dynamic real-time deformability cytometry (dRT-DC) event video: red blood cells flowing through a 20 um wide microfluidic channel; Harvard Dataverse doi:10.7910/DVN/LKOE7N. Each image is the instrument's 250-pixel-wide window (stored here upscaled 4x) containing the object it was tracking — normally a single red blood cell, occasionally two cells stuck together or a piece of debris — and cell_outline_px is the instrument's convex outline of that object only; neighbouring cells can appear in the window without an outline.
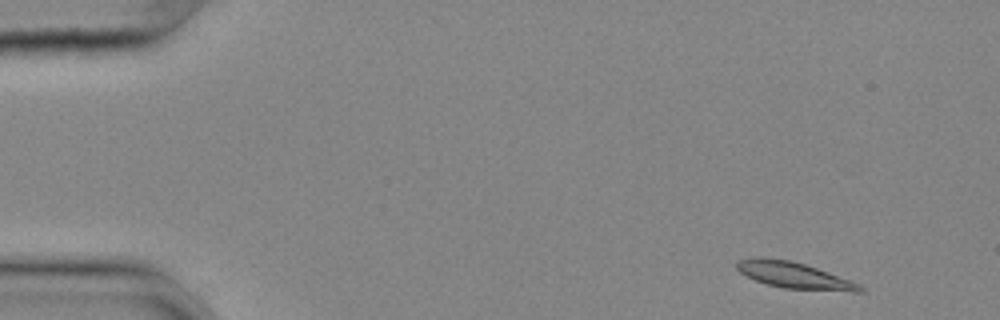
{"species": "common noctule bat (a hibernating species)", "species_latin": "Nyctalus noctula", "temperature_condition": "cold", "stored_images_in_passage": 54, "segment_of_instrument_passage": [1, 2], "camera_frame_rate_fps": 3000, "um_per_image_px": 0.085, "animal": {"sex": "female", "body_mass_g": 25.1}, "frame": {"image": 1, "passage_image": 2, "time_ms": 0.333, "image_size_px": [1000, 320], "cell_outline_px": [[864, 292], [852, 292], [784, 288], [768, 284], [756, 280], [740, 272], [736, 268], [736, 264], [740, 260], [756, 256], [764, 256], [792, 260], [852, 280], [860, 284], [864, 288]], "centroid_in_image_um": [67.54, 23.39], "position_along_channel_um": 17.5, "area_um2": 19.02}}
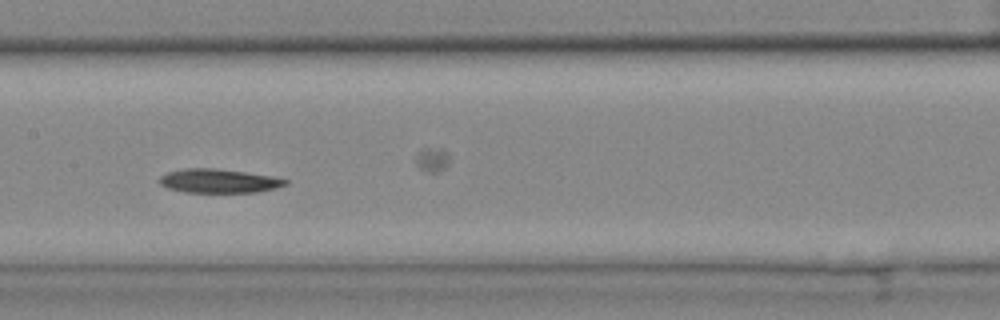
{"frame": {"image": 2, "passage_image": 25, "time_ms": 8.0, "image_size_px": [1000, 320], "cell_outline_px": [[288, 184], [276, 188], [256, 192], [184, 192], [168, 188], [160, 184], [160, 176], [168, 172], [184, 168], [216, 168], [272, 176], [288, 180]], "centroid_in_image_um": [18.6, 15.38], "position_along_channel_um": 188.8, "area_um2": 17.46}}
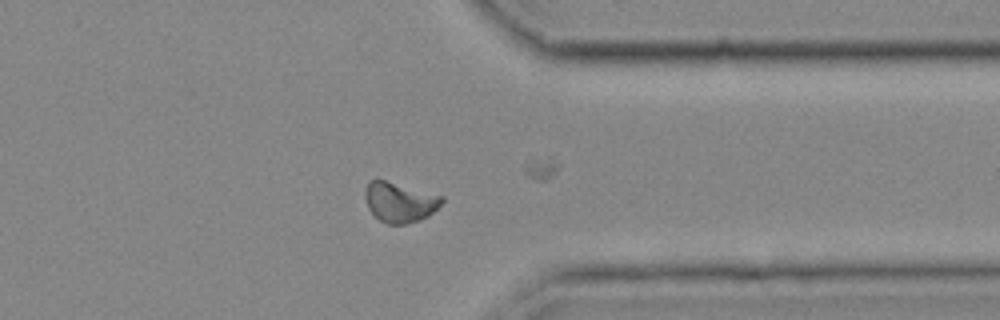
{"frame": {"image": 3, "passage_image": 41, "time_ms": 13.333, "image_size_px": [1000, 320], "cell_outline_px": [[444, 200], [428, 216], [420, 220], [404, 224], [388, 224], [380, 220], [368, 208], [364, 196], [364, 188], [368, 180], [384, 180], [444, 196]], "centroid_in_image_um": [33.95, 17.17], "position_along_channel_um": 377.5, "area_um2": 17.8}}